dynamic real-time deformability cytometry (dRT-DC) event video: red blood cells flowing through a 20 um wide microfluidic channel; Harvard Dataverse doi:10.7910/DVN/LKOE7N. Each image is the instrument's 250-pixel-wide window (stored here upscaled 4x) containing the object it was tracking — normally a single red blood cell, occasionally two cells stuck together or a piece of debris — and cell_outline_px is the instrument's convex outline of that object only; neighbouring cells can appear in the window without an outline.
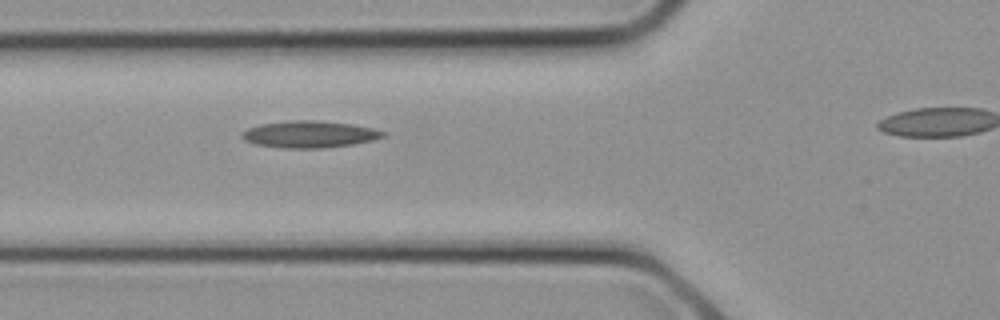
{"species": "common noctule bat (a hibernating species)", "species_latin": "Nyctalus noctula", "temperature_condition": "cold", "stored_images_in_passage": 5, "segment_of_instrument_passage": [1, 2], "camera_frame_rate_fps": 3000, "um_per_image_px": 0.085, "animal": {"sex": "female", "body_mass_g": 21.9}, "frame": {"image": 1, "passage_image": 4, "time_ms": 1.0, "image_size_px": [1000, 320], "cell_outline_px": [[388, 132], [384, 136], [372, 140], [352, 144], [328, 148], [280, 148], [256, 144], [244, 140], [240, 136], [240, 132], [248, 128], [260, 124], [292, 120], [316, 120], [352, 124], [372, 128]], "centroid_in_image_um": [26.28, 11.41], "position_along_channel_um": 99.5, "area_um2": 22.2}}